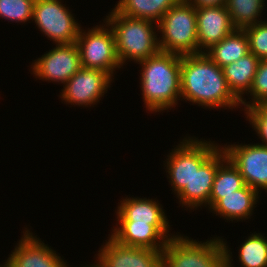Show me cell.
<instances>
[{
  "instance_id": "2e32d148",
  "label": "cell",
  "mask_w": 267,
  "mask_h": 267,
  "mask_svg": "<svg viewBox=\"0 0 267 267\" xmlns=\"http://www.w3.org/2000/svg\"><path fill=\"white\" fill-rule=\"evenodd\" d=\"M116 225L110 236L118 243L126 246L162 251L167 241L174 236L169 234L170 225L147 223H118Z\"/></svg>"
},
{
  "instance_id": "9a60e30c",
  "label": "cell",
  "mask_w": 267,
  "mask_h": 267,
  "mask_svg": "<svg viewBox=\"0 0 267 267\" xmlns=\"http://www.w3.org/2000/svg\"><path fill=\"white\" fill-rule=\"evenodd\" d=\"M195 9L198 54L204 53L236 29L225 5Z\"/></svg>"
},
{
  "instance_id": "5bb4252c",
  "label": "cell",
  "mask_w": 267,
  "mask_h": 267,
  "mask_svg": "<svg viewBox=\"0 0 267 267\" xmlns=\"http://www.w3.org/2000/svg\"><path fill=\"white\" fill-rule=\"evenodd\" d=\"M25 229L7 259L9 267H68L55 250Z\"/></svg>"
},
{
  "instance_id": "e0dca14e",
  "label": "cell",
  "mask_w": 267,
  "mask_h": 267,
  "mask_svg": "<svg viewBox=\"0 0 267 267\" xmlns=\"http://www.w3.org/2000/svg\"><path fill=\"white\" fill-rule=\"evenodd\" d=\"M158 200L125 197L118 203L116 218L118 223H141L169 225L162 204Z\"/></svg>"
},
{
  "instance_id": "ffe728a7",
  "label": "cell",
  "mask_w": 267,
  "mask_h": 267,
  "mask_svg": "<svg viewBox=\"0 0 267 267\" xmlns=\"http://www.w3.org/2000/svg\"><path fill=\"white\" fill-rule=\"evenodd\" d=\"M249 53V40L244 29L231 34L204 52L214 63L223 68Z\"/></svg>"
},
{
  "instance_id": "f1b7e54d",
  "label": "cell",
  "mask_w": 267,
  "mask_h": 267,
  "mask_svg": "<svg viewBox=\"0 0 267 267\" xmlns=\"http://www.w3.org/2000/svg\"><path fill=\"white\" fill-rule=\"evenodd\" d=\"M195 8L226 5L227 0H185Z\"/></svg>"
},
{
  "instance_id": "484cf974",
  "label": "cell",
  "mask_w": 267,
  "mask_h": 267,
  "mask_svg": "<svg viewBox=\"0 0 267 267\" xmlns=\"http://www.w3.org/2000/svg\"><path fill=\"white\" fill-rule=\"evenodd\" d=\"M250 94V102L246 99L240 101L241 105H244V110L255 106L256 104L267 102V59L259 61L257 72L253 80L252 87L248 93Z\"/></svg>"
},
{
  "instance_id": "7402d4cb",
  "label": "cell",
  "mask_w": 267,
  "mask_h": 267,
  "mask_svg": "<svg viewBox=\"0 0 267 267\" xmlns=\"http://www.w3.org/2000/svg\"><path fill=\"white\" fill-rule=\"evenodd\" d=\"M245 185L243 177L232 162L226 158L217 168L210 193L208 208L211 209L219 200L220 195H229Z\"/></svg>"
},
{
  "instance_id": "f546056e",
  "label": "cell",
  "mask_w": 267,
  "mask_h": 267,
  "mask_svg": "<svg viewBox=\"0 0 267 267\" xmlns=\"http://www.w3.org/2000/svg\"><path fill=\"white\" fill-rule=\"evenodd\" d=\"M225 239L222 238V243H223V247L225 249V257H226V267H233L232 265V252L228 249V245L226 244L227 242L224 241Z\"/></svg>"
},
{
  "instance_id": "4dcf8cb0",
  "label": "cell",
  "mask_w": 267,
  "mask_h": 267,
  "mask_svg": "<svg viewBox=\"0 0 267 267\" xmlns=\"http://www.w3.org/2000/svg\"><path fill=\"white\" fill-rule=\"evenodd\" d=\"M4 264V265H3ZM2 265H0V267H9L8 266V260H5V262Z\"/></svg>"
},
{
  "instance_id": "7c38bea8",
  "label": "cell",
  "mask_w": 267,
  "mask_h": 267,
  "mask_svg": "<svg viewBox=\"0 0 267 267\" xmlns=\"http://www.w3.org/2000/svg\"><path fill=\"white\" fill-rule=\"evenodd\" d=\"M98 252L97 267H162V251L122 245L111 236Z\"/></svg>"
},
{
  "instance_id": "cb8c5ba5",
  "label": "cell",
  "mask_w": 267,
  "mask_h": 267,
  "mask_svg": "<svg viewBox=\"0 0 267 267\" xmlns=\"http://www.w3.org/2000/svg\"><path fill=\"white\" fill-rule=\"evenodd\" d=\"M238 253L241 267H267V237L262 233L250 234Z\"/></svg>"
},
{
  "instance_id": "d4e9b609",
  "label": "cell",
  "mask_w": 267,
  "mask_h": 267,
  "mask_svg": "<svg viewBox=\"0 0 267 267\" xmlns=\"http://www.w3.org/2000/svg\"><path fill=\"white\" fill-rule=\"evenodd\" d=\"M35 0H0V18L19 23L33 21Z\"/></svg>"
},
{
  "instance_id": "4316f807",
  "label": "cell",
  "mask_w": 267,
  "mask_h": 267,
  "mask_svg": "<svg viewBox=\"0 0 267 267\" xmlns=\"http://www.w3.org/2000/svg\"><path fill=\"white\" fill-rule=\"evenodd\" d=\"M249 40V52L260 60L267 59V21L244 28Z\"/></svg>"
},
{
  "instance_id": "9c48e42d",
  "label": "cell",
  "mask_w": 267,
  "mask_h": 267,
  "mask_svg": "<svg viewBox=\"0 0 267 267\" xmlns=\"http://www.w3.org/2000/svg\"><path fill=\"white\" fill-rule=\"evenodd\" d=\"M227 158L238 169L244 183L255 189L267 192V146L255 144H231L221 146Z\"/></svg>"
},
{
  "instance_id": "1f68e13d",
  "label": "cell",
  "mask_w": 267,
  "mask_h": 267,
  "mask_svg": "<svg viewBox=\"0 0 267 267\" xmlns=\"http://www.w3.org/2000/svg\"><path fill=\"white\" fill-rule=\"evenodd\" d=\"M88 267H97L96 265H95V262L92 264V265H88Z\"/></svg>"
},
{
  "instance_id": "ba28073f",
  "label": "cell",
  "mask_w": 267,
  "mask_h": 267,
  "mask_svg": "<svg viewBox=\"0 0 267 267\" xmlns=\"http://www.w3.org/2000/svg\"><path fill=\"white\" fill-rule=\"evenodd\" d=\"M33 20L45 37L56 45L75 43L81 28L61 0H35Z\"/></svg>"
},
{
  "instance_id": "4fadbf2b",
  "label": "cell",
  "mask_w": 267,
  "mask_h": 267,
  "mask_svg": "<svg viewBox=\"0 0 267 267\" xmlns=\"http://www.w3.org/2000/svg\"><path fill=\"white\" fill-rule=\"evenodd\" d=\"M227 158L220 146L200 167L194 171L189 184L176 195L182 207L197 209L208 206L212 185L218 166Z\"/></svg>"
},
{
  "instance_id": "d6986e66",
  "label": "cell",
  "mask_w": 267,
  "mask_h": 267,
  "mask_svg": "<svg viewBox=\"0 0 267 267\" xmlns=\"http://www.w3.org/2000/svg\"><path fill=\"white\" fill-rule=\"evenodd\" d=\"M260 59L249 52L234 63L223 67L226 83L233 95L241 101L249 93Z\"/></svg>"
},
{
  "instance_id": "8fae6325",
  "label": "cell",
  "mask_w": 267,
  "mask_h": 267,
  "mask_svg": "<svg viewBox=\"0 0 267 267\" xmlns=\"http://www.w3.org/2000/svg\"><path fill=\"white\" fill-rule=\"evenodd\" d=\"M82 68L76 43L56 45L31 64L35 78L65 84Z\"/></svg>"
},
{
  "instance_id": "277c9868",
  "label": "cell",
  "mask_w": 267,
  "mask_h": 267,
  "mask_svg": "<svg viewBox=\"0 0 267 267\" xmlns=\"http://www.w3.org/2000/svg\"><path fill=\"white\" fill-rule=\"evenodd\" d=\"M159 47L162 52L178 55L198 54L196 9L179 0L158 23Z\"/></svg>"
},
{
  "instance_id": "8992f818",
  "label": "cell",
  "mask_w": 267,
  "mask_h": 267,
  "mask_svg": "<svg viewBox=\"0 0 267 267\" xmlns=\"http://www.w3.org/2000/svg\"><path fill=\"white\" fill-rule=\"evenodd\" d=\"M174 149L167 155L165 170L168 172L169 183L172 192L177 195L186 184H189L194 171L221 146L217 143L198 139L196 137H184ZM219 145V146H218ZM174 190V191H173Z\"/></svg>"
},
{
  "instance_id": "83f0119b",
  "label": "cell",
  "mask_w": 267,
  "mask_h": 267,
  "mask_svg": "<svg viewBox=\"0 0 267 267\" xmlns=\"http://www.w3.org/2000/svg\"><path fill=\"white\" fill-rule=\"evenodd\" d=\"M244 111L247 120L262 141L260 144L267 146V102L256 104Z\"/></svg>"
},
{
  "instance_id": "52a82bcc",
  "label": "cell",
  "mask_w": 267,
  "mask_h": 267,
  "mask_svg": "<svg viewBox=\"0 0 267 267\" xmlns=\"http://www.w3.org/2000/svg\"><path fill=\"white\" fill-rule=\"evenodd\" d=\"M104 23L88 28L87 32L80 28L75 43L82 67L102 70L113 78L115 70L122 66L116 52L114 33L108 23Z\"/></svg>"
},
{
  "instance_id": "30bf717a",
  "label": "cell",
  "mask_w": 267,
  "mask_h": 267,
  "mask_svg": "<svg viewBox=\"0 0 267 267\" xmlns=\"http://www.w3.org/2000/svg\"><path fill=\"white\" fill-rule=\"evenodd\" d=\"M113 79L102 70L82 67L63 85L61 100L80 107L95 105L107 93Z\"/></svg>"
},
{
  "instance_id": "44dd1931",
  "label": "cell",
  "mask_w": 267,
  "mask_h": 267,
  "mask_svg": "<svg viewBox=\"0 0 267 267\" xmlns=\"http://www.w3.org/2000/svg\"><path fill=\"white\" fill-rule=\"evenodd\" d=\"M178 1L179 0H119L114 8L125 16L149 20L158 24L165 12Z\"/></svg>"
},
{
  "instance_id": "6da1fadb",
  "label": "cell",
  "mask_w": 267,
  "mask_h": 267,
  "mask_svg": "<svg viewBox=\"0 0 267 267\" xmlns=\"http://www.w3.org/2000/svg\"><path fill=\"white\" fill-rule=\"evenodd\" d=\"M180 82L181 101L186 99L206 109L241 106L226 83L223 69L204 53L181 56Z\"/></svg>"
},
{
  "instance_id": "603a6c76",
  "label": "cell",
  "mask_w": 267,
  "mask_h": 267,
  "mask_svg": "<svg viewBox=\"0 0 267 267\" xmlns=\"http://www.w3.org/2000/svg\"><path fill=\"white\" fill-rule=\"evenodd\" d=\"M266 0H227L226 8L230 14L233 26L244 29L261 22V13ZM260 16V18H259Z\"/></svg>"
},
{
  "instance_id": "5b68a950",
  "label": "cell",
  "mask_w": 267,
  "mask_h": 267,
  "mask_svg": "<svg viewBox=\"0 0 267 267\" xmlns=\"http://www.w3.org/2000/svg\"><path fill=\"white\" fill-rule=\"evenodd\" d=\"M175 235L162 250V267H226L225 249L221 237L206 242Z\"/></svg>"
},
{
  "instance_id": "3957f363",
  "label": "cell",
  "mask_w": 267,
  "mask_h": 267,
  "mask_svg": "<svg viewBox=\"0 0 267 267\" xmlns=\"http://www.w3.org/2000/svg\"><path fill=\"white\" fill-rule=\"evenodd\" d=\"M103 21L108 23L114 33L121 66L125 65L126 60L138 63L161 51L156 33L158 24L153 21L125 16L115 8L111 9Z\"/></svg>"
},
{
  "instance_id": "7a4b0ae2",
  "label": "cell",
  "mask_w": 267,
  "mask_h": 267,
  "mask_svg": "<svg viewBox=\"0 0 267 267\" xmlns=\"http://www.w3.org/2000/svg\"><path fill=\"white\" fill-rule=\"evenodd\" d=\"M141 90L145 108L162 112L175 108L181 99V55L160 51L140 61Z\"/></svg>"
},
{
  "instance_id": "ac0fdd59",
  "label": "cell",
  "mask_w": 267,
  "mask_h": 267,
  "mask_svg": "<svg viewBox=\"0 0 267 267\" xmlns=\"http://www.w3.org/2000/svg\"><path fill=\"white\" fill-rule=\"evenodd\" d=\"M259 194L246 184L229 195H220V200L210 209V212L230 220L243 221L252 216ZM241 219V220H240Z\"/></svg>"
}]
</instances>
